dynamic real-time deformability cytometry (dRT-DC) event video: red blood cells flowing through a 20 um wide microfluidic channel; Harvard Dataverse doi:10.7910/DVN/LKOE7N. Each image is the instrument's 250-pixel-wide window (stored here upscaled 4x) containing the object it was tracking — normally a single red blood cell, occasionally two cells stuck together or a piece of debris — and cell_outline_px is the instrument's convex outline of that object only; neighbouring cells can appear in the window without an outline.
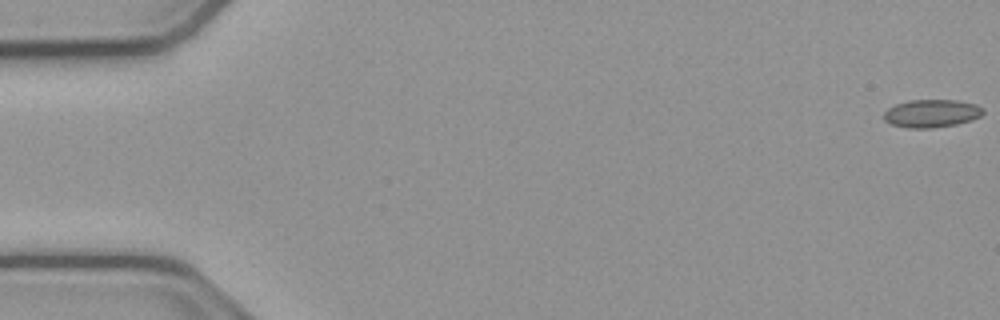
{"species": "common noctule bat (a hibernating species)", "species_latin": "Nyctalus noctula", "temperature_condition": "cold", "stored_images_in_passage": 8, "camera_frame_rate_fps": 3000, "um_per_image_px": 0.085, "animal": {"sex": "male", "body_mass_g": 23.1, "forearm_length_mm": 52.7}, "frame": {"image": 1, "passage_image": 1, "time_ms": 0.0, "image_size_px": [1000, 320], "cell_outline_px": [[984, 112], [980, 116], [972, 120], [956, 124], [932, 128], [908, 128], [892, 124], [884, 120], [884, 112], [888, 108], [896, 104], [908, 100], [956, 100], [976, 104], [984, 108]], "centroid_in_image_um": [79.19, 9.63], "position_along_channel_um": 5.8, "area_um2": 16.18}}